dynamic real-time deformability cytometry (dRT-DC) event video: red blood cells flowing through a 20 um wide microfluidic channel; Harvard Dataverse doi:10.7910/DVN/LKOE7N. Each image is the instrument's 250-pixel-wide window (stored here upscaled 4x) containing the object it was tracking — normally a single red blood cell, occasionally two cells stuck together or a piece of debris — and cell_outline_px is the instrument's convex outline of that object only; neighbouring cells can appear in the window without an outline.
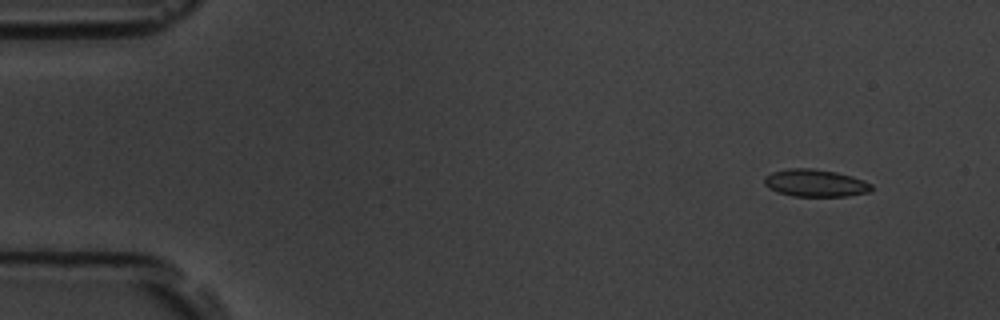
{"species": "common noctule bat (a hibernating species)", "species_latin": "Nyctalus noctula", "temperature_condition": "room temperature", "stored_images_in_passage": 54, "camera_frame_rate_fps": 3000, "um_per_image_px": 0.085, "animal": {"sex": "male", "body_mass_g": 19.5, "forearm_length_mm": 54.6}, "frame": {"image": 1, "passage_image": 5, "time_ms": 1.333, "image_size_px": [1000, 320], "cell_outline_px": [[872, 188], [868, 192], [848, 196], [792, 196], [776, 192], [768, 188], [764, 184], [764, 176], [772, 172], [788, 168], [812, 168], [836, 172], [852, 176], [864, 180], [872, 184]], "centroid_in_image_um": [69.27, 15.55], "position_along_channel_um": 15.7, "area_um2": 17.22}}
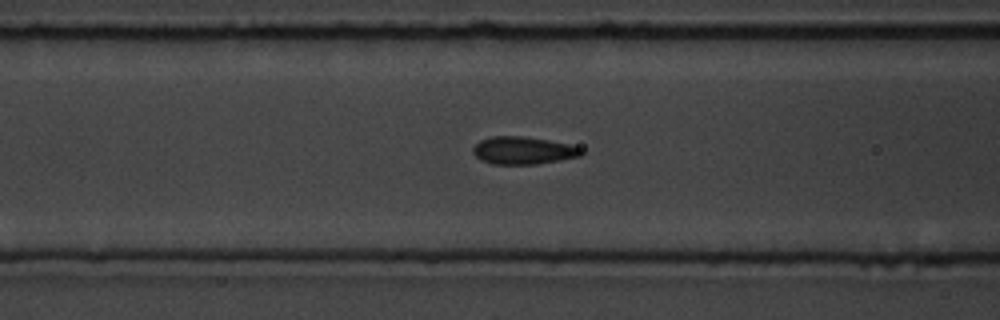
{"frame": {"image": 2, "passage_image": 22, "time_ms": 7.0, "image_size_px": [1000, 320], "cell_outline_px": [[584, 152], [580, 156], [560, 160], [536, 164], [492, 164], [480, 160], [472, 152], [472, 148], [480, 140], [492, 136], [520, 136], [548, 140], [568, 144], [580, 148]], "centroid_in_image_um": [44.43, 12.79], "position_along_channel_um": 122.2, "area_um2": 17.34}}
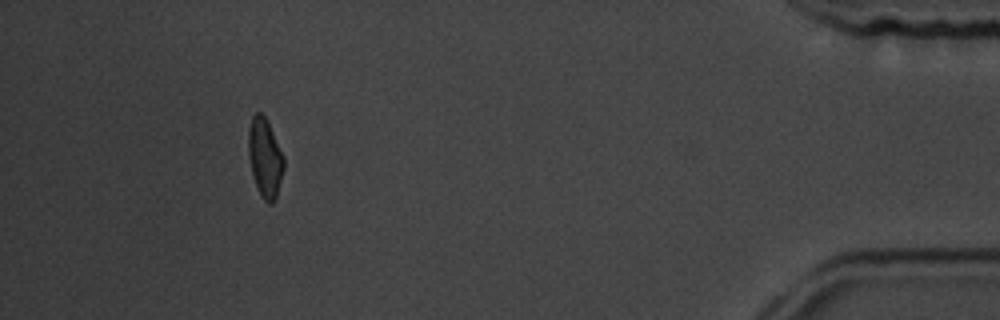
{"frame": {"image": 3, "passage_image": 50, "time_ms": 16.333, "image_size_px": [1000, 320], "cell_outline_px": [[284, 168], [276, 200], [272, 204], [268, 204], [260, 196], [252, 176], [248, 156], [248, 128], [252, 116], [256, 112], [260, 112], [264, 116], [284, 156]], "centroid_in_image_um": [22.51, 13.46], "position_along_channel_um": 412.7, "area_um2": 16.47}, "authors_computed_cell_mechanics": {"area_um2": 16.9932, "velocity_mm_per_s": 3.7867, "shape_relaxation_time_tau1_ms": 2.7435, "shape_relaxation_time_tau2_ms": null, "deformation_change_tau1": 0.1111, "deformation_change_tau2": null}}